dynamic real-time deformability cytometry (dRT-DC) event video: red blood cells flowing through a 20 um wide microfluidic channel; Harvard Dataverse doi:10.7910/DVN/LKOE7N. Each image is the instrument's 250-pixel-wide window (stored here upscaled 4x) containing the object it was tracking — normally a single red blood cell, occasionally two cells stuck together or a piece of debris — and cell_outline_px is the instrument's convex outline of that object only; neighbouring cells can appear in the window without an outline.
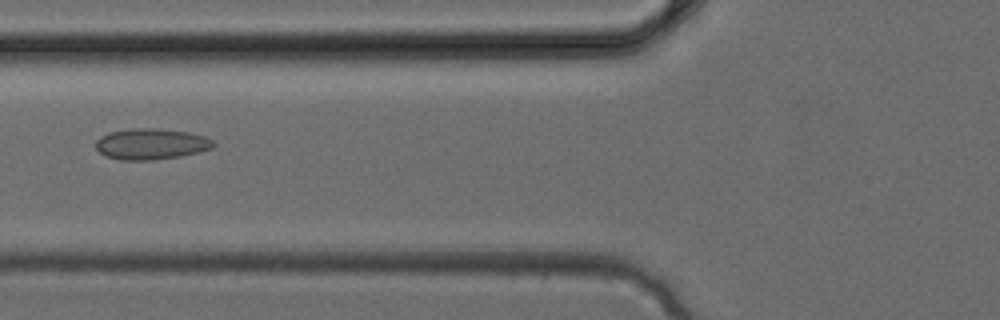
{"species": "common noctule bat (a hibernating species)", "species_latin": "Nyctalus noctula", "temperature_condition": "cold", "stored_images_in_passage": 4, "camera_frame_rate_fps": 3000, "um_per_image_px": 0.085, "animal": {"sex": "female", "body_mass_g": 24.6, "forearm_length_mm": 56.2}, "frame": {"image": 1, "passage_image": 4, "time_ms": 1.0, "image_size_px": [1000, 320], "cell_outline_px": [[216, 144], [212, 148], [200, 152], [180, 156], [152, 160], [120, 160], [104, 156], [96, 148], [96, 140], [100, 136], [108, 132], [132, 128], [156, 128], [188, 132], [204, 136], [212, 140]], "centroid_in_image_um": [12.82, 12.24], "position_along_channel_um": 113.0, "area_um2": 21.39}}